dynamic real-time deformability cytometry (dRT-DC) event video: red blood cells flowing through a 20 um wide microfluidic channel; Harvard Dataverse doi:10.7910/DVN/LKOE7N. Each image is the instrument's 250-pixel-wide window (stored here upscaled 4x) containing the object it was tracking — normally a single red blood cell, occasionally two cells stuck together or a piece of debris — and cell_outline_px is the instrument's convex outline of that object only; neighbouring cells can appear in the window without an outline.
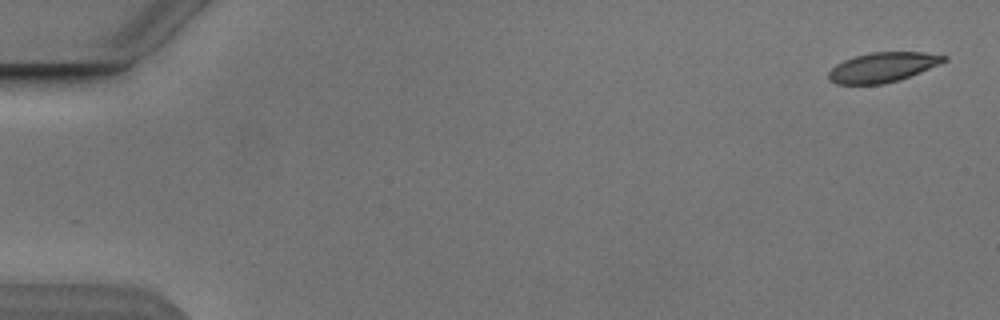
{"species": "Egyptian fruit bat (a non-hibernating species)", "species_latin": "Rousettus aegyptiacus", "temperature_condition": "cold", "stored_images_in_passage": 6, "segment_of_instrument_passage": [1, 2], "camera_frame_rate_fps": 3000, "um_per_image_px": 0.085, "animal": {"sex": "male"}, "frame": {"image": 1, "passage_image": 1, "time_ms": 0.0, "image_size_px": [1000, 320], "cell_outline_px": [[948, 60], [940, 64], [900, 80], [884, 84], [836, 84], [828, 80], [828, 72], [836, 64], [844, 60], [856, 56], [872, 52], [924, 52], [948, 56]], "centroid_in_image_um": [75.04, 5.72], "position_along_channel_um": 10.0, "area_um2": 20.06}}
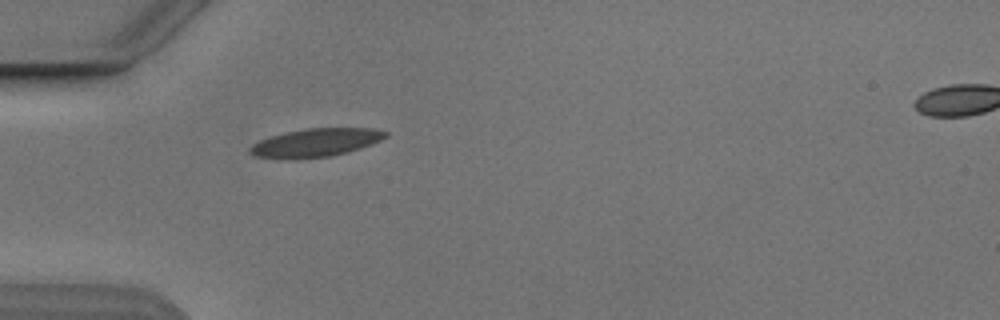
{"frame": {"image": 2, "passage_image": 5, "time_ms": 5.0, "image_size_px": [1000, 320], "cell_outline_px": [[388, 136], [380, 140], [360, 148], [348, 152], [332, 156], [296, 160], [288, 160], [252, 156], [248, 152], [248, 148], [252, 144], [260, 140], [272, 136], [288, 132], [308, 128], [372, 128], [388, 132]], "centroid_in_image_um": [26.79, 12.15], "position_along_channel_um": 58.2, "area_um2": 22.6}}